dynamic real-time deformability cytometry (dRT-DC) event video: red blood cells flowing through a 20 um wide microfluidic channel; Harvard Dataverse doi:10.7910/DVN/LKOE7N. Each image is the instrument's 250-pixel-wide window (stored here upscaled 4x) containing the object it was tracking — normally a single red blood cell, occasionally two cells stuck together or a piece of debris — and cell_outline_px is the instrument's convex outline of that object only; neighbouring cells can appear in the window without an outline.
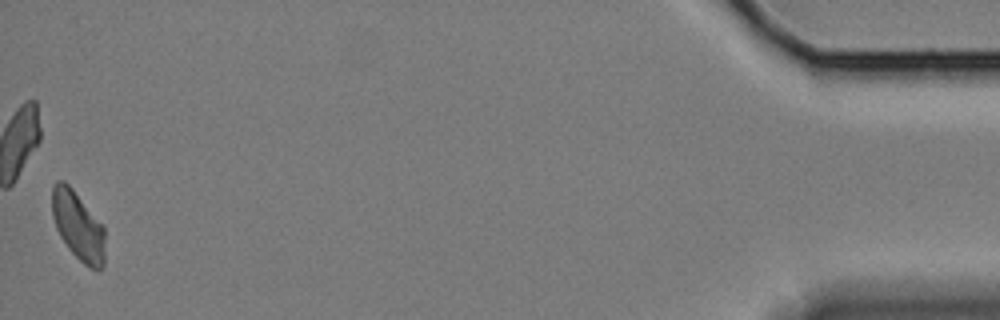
{"species": "Egyptian fruit bat (a non-hibernating species)", "species_latin": "Rousettus aegyptiacus", "temperature_condition": "cold", "stored_images_in_passage": 49, "camera_frame_rate_fps": 3000, "um_per_image_px": 0.085, "animal": {"sex": "female"}, "frame": {"image": 1, "passage_image": 49, "time_ms": 16.0, "image_size_px": [1000, 320], "cell_outline_px": [[104, 264], [100, 268], [92, 268], [84, 264], [68, 248], [60, 236], [56, 228], [52, 216], [52, 184], [56, 180], [64, 180], [72, 188], [104, 228]], "centroid_in_image_um": [6.59, 19.17], "position_along_channel_um": 428.6, "area_um2": 20.87}, "authors_computed_cell_mechanics": {"area_um2": 22.3108, "velocity_mm_per_s": 3.3293, "shape_relaxation_time_tau1_ms": null, "shape_relaxation_time_tau2_ms": 4.707, "deformation_change_tau1": null, "deformation_change_tau2": 0.0944}}